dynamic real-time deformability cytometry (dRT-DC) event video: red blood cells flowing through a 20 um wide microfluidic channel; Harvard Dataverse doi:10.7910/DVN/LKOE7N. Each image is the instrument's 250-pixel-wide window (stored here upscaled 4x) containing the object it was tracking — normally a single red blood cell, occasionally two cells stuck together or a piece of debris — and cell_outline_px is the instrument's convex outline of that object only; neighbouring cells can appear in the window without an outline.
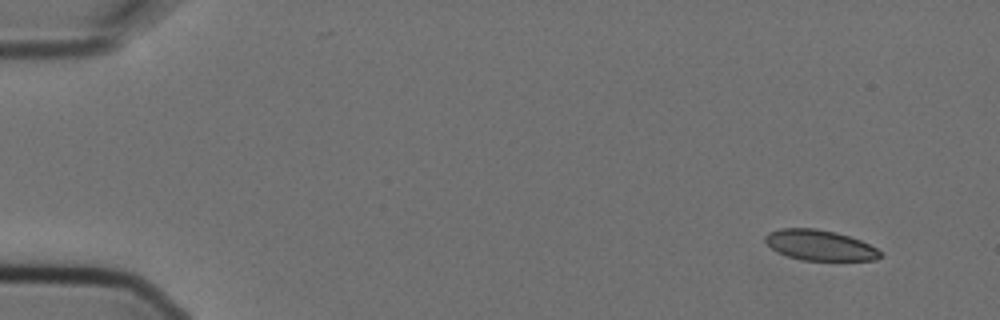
{"species": "Egyptian fruit bat (a non-hibernating species)", "species_latin": "Rousettus aegyptiacus", "temperature_condition": "cold", "stored_images_in_passage": 4, "camera_frame_rate_fps": 3000, "um_per_image_px": 0.085, "animal": {"sex": "female"}, "frame": {"image": 1, "passage_image": 1, "time_ms": 0.0, "image_size_px": [1000, 320], "cell_outline_px": [[880, 256], [876, 260], [800, 260], [776, 252], [764, 240], [764, 236], [768, 232], [780, 228], [816, 228], [836, 232], [860, 240], [876, 248], [880, 252]], "centroid_in_image_um": [69.63, 20.83], "position_along_channel_um": 15.4, "area_um2": 20.35}}
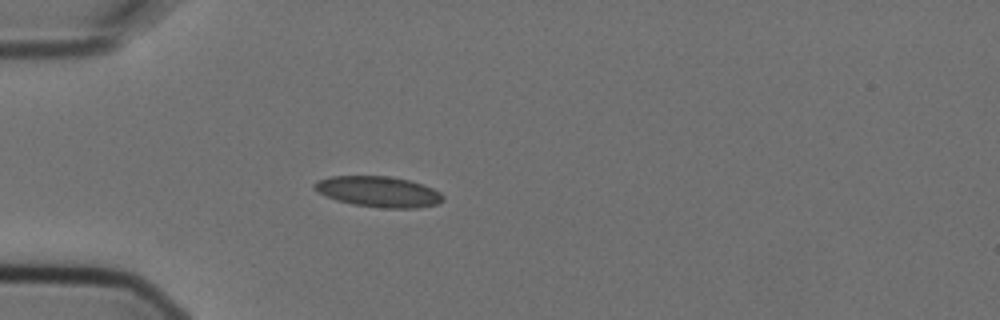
{"frame": {"image": 2, "passage_image": 4, "time_ms": 1.0, "image_size_px": [1000, 320], "cell_outline_px": [[444, 200], [436, 204], [416, 208], [384, 208], [352, 204], [336, 200], [324, 196], [316, 192], [312, 188], [312, 184], [316, 180], [332, 176], [388, 176], [408, 180], [432, 188], [440, 192], [444, 196]], "centroid_in_image_um": [32.11, 16.29], "position_along_channel_um": 52.9, "area_um2": 23.12}}